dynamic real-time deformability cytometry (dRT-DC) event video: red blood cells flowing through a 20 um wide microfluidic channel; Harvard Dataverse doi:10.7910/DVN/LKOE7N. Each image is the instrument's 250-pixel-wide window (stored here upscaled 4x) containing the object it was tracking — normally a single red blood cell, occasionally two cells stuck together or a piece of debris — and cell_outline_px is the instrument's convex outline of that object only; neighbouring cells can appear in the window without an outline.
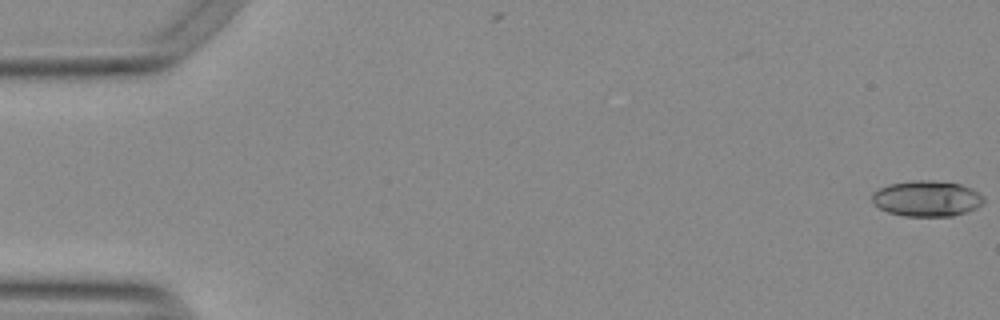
{"species": "Egyptian fruit bat (a non-hibernating species)", "species_latin": "Rousettus aegyptiacus", "temperature_condition": "warm", "stored_images_in_passage": 54, "camera_frame_rate_fps": 3000, "um_per_image_px": 0.085, "animal": {"sex": "female"}, "frame": {"image": 1, "passage_image": 1, "time_ms": 0.0, "image_size_px": [1000, 320], "cell_outline_px": [[984, 204], [976, 208], [952, 216], [904, 216], [888, 212], [880, 208], [872, 200], [872, 192], [888, 184], [912, 180], [932, 180], [960, 184], [984, 196]], "centroid_in_image_um": [78.77, 16.87], "position_along_channel_um": 6.2, "area_um2": 23.18}}
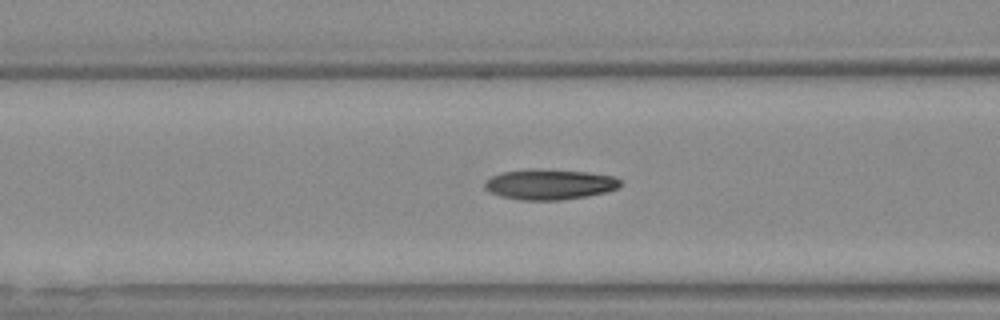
{"frame": {"image": 2, "passage_image": 22, "time_ms": 7.0, "image_size_px": [1000, 320], "cell_outline_px": [[620, 184], [616, 188], [604, 192], [584, 196], [560, 200], [520, 200], [500, 196], [488, 192], [484, 188], [484, 184], [492, 176], [504, 172], [588, 172], [612, 176], [620, 180]], "centroid_in_image_um": [46.69, 15.73], "position_along_channel_um": 119.9, "area_um2": 22.6}}
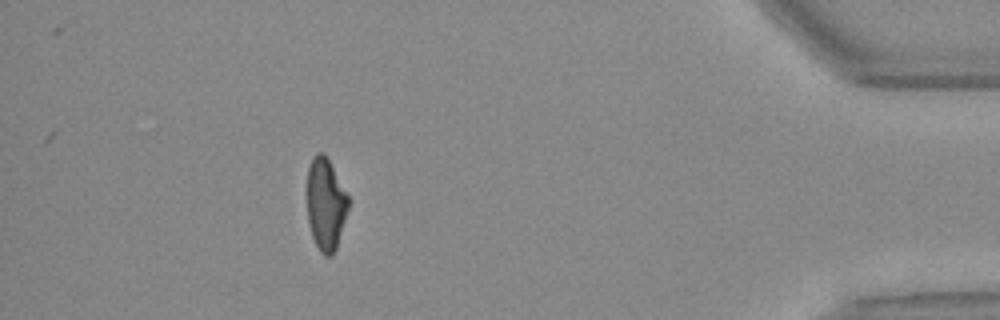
{"frame": {"image": 3, "passage_image": 49, "time_ms": 16.0, "image_size_px": [1000, 320], "cell_outline_px": [[348, 208], [336, 248], [332, 256], [324, 256], [320, 252], [312, 236], [308, 220], [308, 168], [312, 156], [316, 152], [324, 152], [348, 196]], "centroid_in_image_um": [27.67, 17.35], "position_along_channel_um": 407.5, "area_um2": 21.79}, "authors_computed_cell_mechanics": {"area_um2": 23.12, "velocity_mm_per_s": 3.796, "shape_relaxation_time_tau1_ms": 8.6596, "shape_relaxation_time_tau2_ms": 3.4841, "deformation_change_tau1": 0.236, "deformation_change_tau2": 0.1144}}